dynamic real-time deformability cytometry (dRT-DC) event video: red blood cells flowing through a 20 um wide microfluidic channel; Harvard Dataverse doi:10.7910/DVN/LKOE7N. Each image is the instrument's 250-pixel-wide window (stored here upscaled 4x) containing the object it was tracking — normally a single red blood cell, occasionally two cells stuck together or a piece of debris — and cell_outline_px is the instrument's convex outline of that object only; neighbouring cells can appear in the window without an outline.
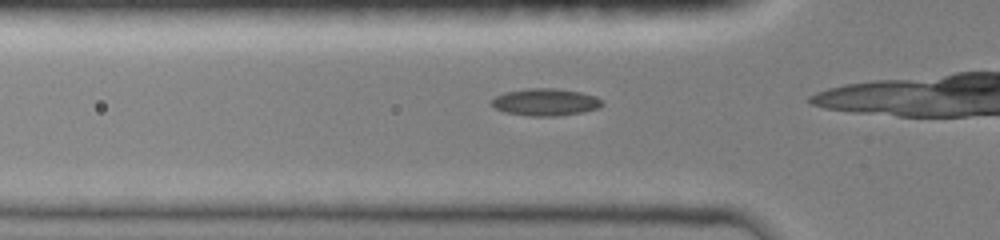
{"species": "common noctule bat (a hibernating species)", "species_latin": "Nyctalus noctula", "temperature_condition": "room temperature", "stored_images_in_passage": 25, "camera_frame_rate_fps": 3000, "um_per_image_px": 0.085, "animal": {"sex": "female", "body_mass_g": 19.0, "forearm_length_mm": 51.5}, "frame": {"image": 1, "passage_image": 9, "time_ms": 2.667, "image_size_px": [1000, 240], "cell_outline_px": [[604, 104], [600, 108], [584, 112], [556, 116], [528, 116], [504, 112], [496, 108], [492, 104], [492, 100], [496, 96], [504, 92], [528, 88], [552, 88], [580, 92], [596, 96]], "centroid_in_image_um": [46.38, 8.68], "position_along_channel_um": 79.4, "area_um2": 17.51}}
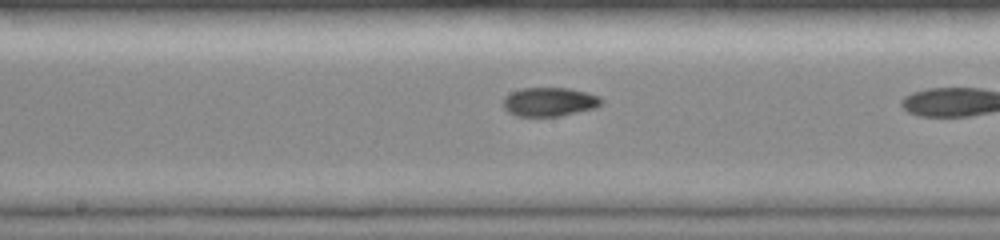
{"frame": {"image": 2, "passage_image": 18, "time_ms": 5.667, "image_size_px": [1000, 240], "cell_outline_px": [[604, 100], [596, 108], [560, 116], [516, 116], [508, 112], [500, 104], [504, 96], [512, 92], [524, 88], [568, 88], [588, 92], [600, 96]], "centroid_in_image_um": [46.69, 8.66], "position_along_channel_um": 201.5, "area_um2": 16.76}}
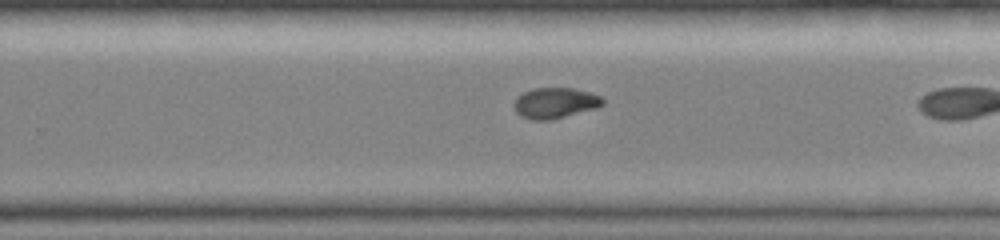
{"frame": {"image": 3, "passage_image": 24, "time_ms": 7.667, "image_size_px": [1000, 240], "cell_outline_px": [[604, 104], [596, 108], [552, 120], [532, 120], [520, 116], [516, 112], [516, 100], [524, 92], [532, 88], [572, 88], [588, 92], [600, 96], [604, 100]], "centroid_in_image_um": [47.21, 8.76], "position_along_channel_um": 282.6, "area_um2": 15.66}}